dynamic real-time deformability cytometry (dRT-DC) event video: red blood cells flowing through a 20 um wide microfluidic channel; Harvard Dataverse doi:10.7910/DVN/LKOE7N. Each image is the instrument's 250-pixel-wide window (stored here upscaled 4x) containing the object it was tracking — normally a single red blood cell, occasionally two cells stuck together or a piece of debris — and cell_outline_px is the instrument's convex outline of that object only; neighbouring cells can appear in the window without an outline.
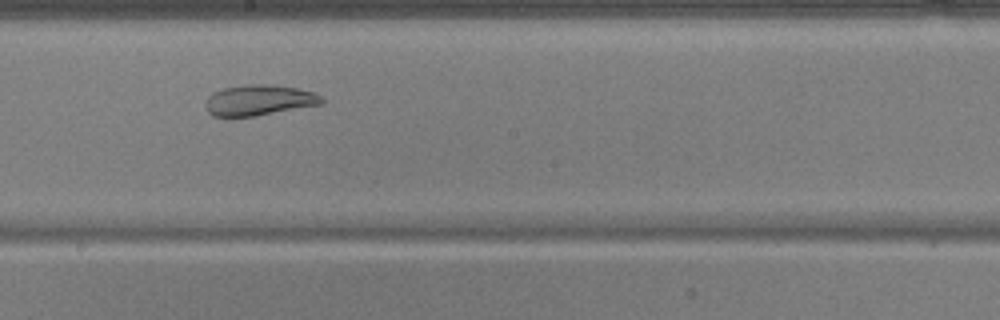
{"species": "common noctule bat (a hibernating species)", "species_latin": "Nyctalus noctula", "temperature_condition": "warm", "stored_images_in_passage": 44, "camera_frame_rate_fps": 3000, "um_per_image_px": 0.085, "animal": {"sex": "male", "body_mass_g": 17.9, "forearm_length_mm": 54.2}, "frame": {"image": 1, "passage_image": 21, "time_ms": 6.667, "image_size_px": [1000, 320], "cell_outline_px": [[324, 104], [256, 116], [212, 116], [204, 108], [204, 104], [208, 96], [212, 92], [224, 88], [244, 84], [272, 84], [300, 88], [316, 92], [324, 100]], "centroid_in_image_um": [22.03, 8.5], "position_along_channel_um": 226.2, "area_um2": 21.21}}
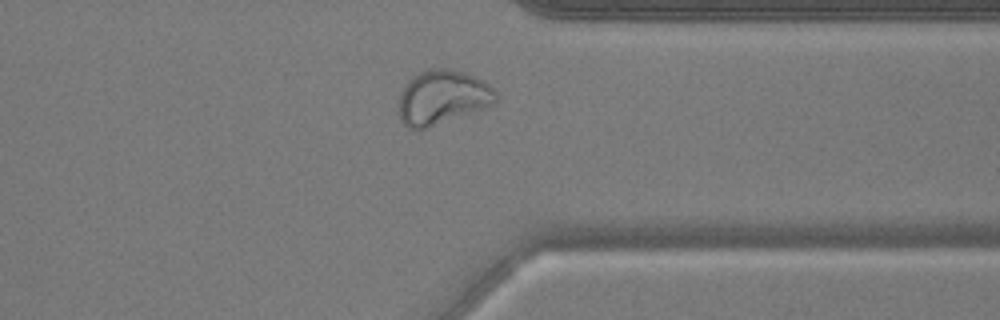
{"frame": {"image": 2, "passage_image": 33, "time_ms": 10.667, "image_size_px": [1000, 320], "cell_outline_px": [[496, 104], [424, 128], [408, 128], [400, 120], [400, 96], [404, 84], [408, 80], [420, 72], [428, 68], [448, 68], [464, 72], [484, 80], [496, 92]], "centroid_in_image_um": [37.61, 8.24], "position_along_channel_um": 373.8, "area_um2": 30.35}}
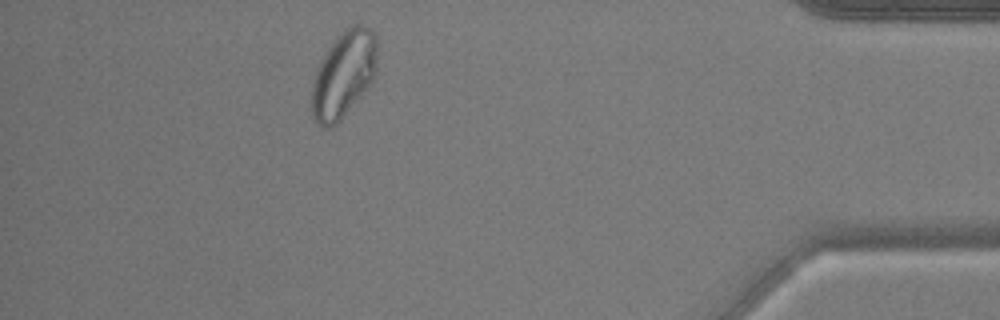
{"frame": {"image": 3, "passage_image": 39, "time_ms": 12.667, "image_size_px": [1000, 320], "cell_outline_px": [[376, 72], [368, 88], [336, 124], [332, 128], [324, 128], [316, 120], [312, 112], [312, 88], [316, 72], [328, 48], [336, 36], [344, 28], [352, 24], [364, 24], [376, 36]], "centroid_in_image_um": [29.23, 6.3], "position_along_channel_um": 406.0, "area_um2": 32.71}, "authors_computed_cell_mechanics": {"area_um2": 28.4087, "velocity_mm_per_s": 3.7496, "shape_relaxation_time_tau1_ms": null, "shape_relaxation_time_tau2_ms": 1.6464, "deformation_change_tau1": null, "deformation_change_tau2": 0.0671}}